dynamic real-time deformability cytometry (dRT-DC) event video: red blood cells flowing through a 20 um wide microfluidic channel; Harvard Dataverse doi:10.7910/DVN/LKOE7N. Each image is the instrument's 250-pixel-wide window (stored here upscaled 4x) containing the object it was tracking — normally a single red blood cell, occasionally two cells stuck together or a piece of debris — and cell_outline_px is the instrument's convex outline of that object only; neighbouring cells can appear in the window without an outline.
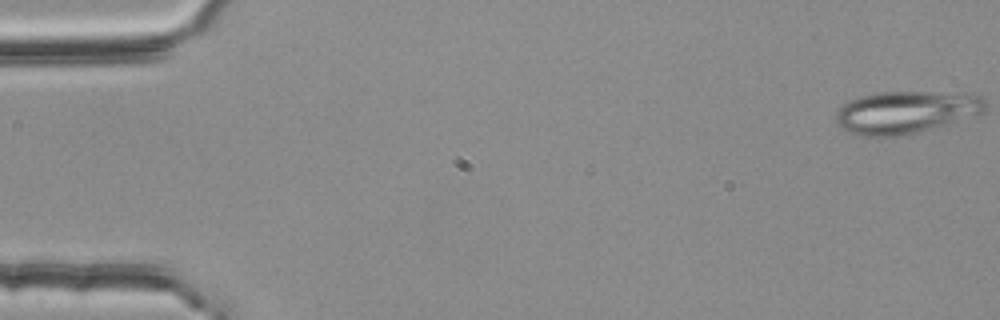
{"species": "common noctule bat (a hibernating species)", "species_latin": "Nyctalus noctula", "temperature_condition": "room temperature", "stored_images_in_passage": 54, "camera_frame_rate_fps": 3000, "um_per_image_px": 0.085, "animal": {"sex": "female", "body_mass_g": 25.1}, "frame": {"image": 1, "passage_image": 1, "time_ms": 0.0, "image_size_px": [1000, 320], "cell_outline_px": [[984, 112], [944, 124], [916, 132], [892, 136], [860, 136], [848, 132], [840, 128], [836, 120], [836, 112], [844, 104], [860, 96], [876, 92], [972, 92], [980, 96], [984, 100]], "centroid_in_image_um": [76.98, 9.51], "position_along_channel_um": 8.0, "area_um2": 36.65}}
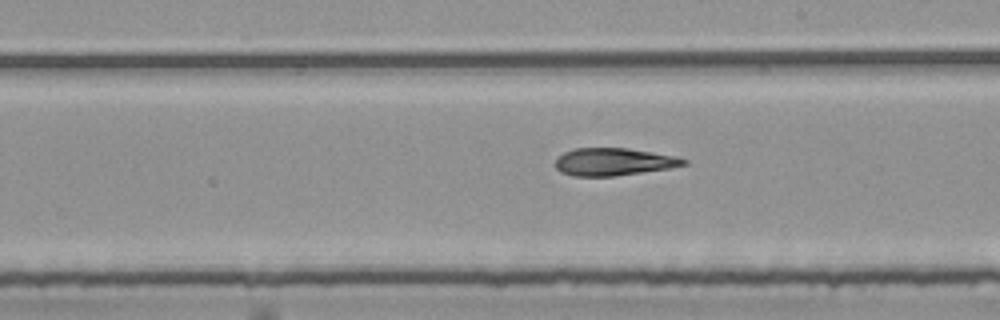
{"frame": {"image": 2, "passage_image": 31, "time_ms": 10.0, "image_size_px": [1000, 320], "cell_outline_px": [[688, 164], [672, 168], [612, 176], [572, 176], [560, 172], [556, 168], [556, 156], [572, 148], [628, 148], [676, 156], [688, 160]], "centroid_in_image_um": [52.15, 13.75], "position_along_channel_um": 236.8, "area_um2": 20.75}}
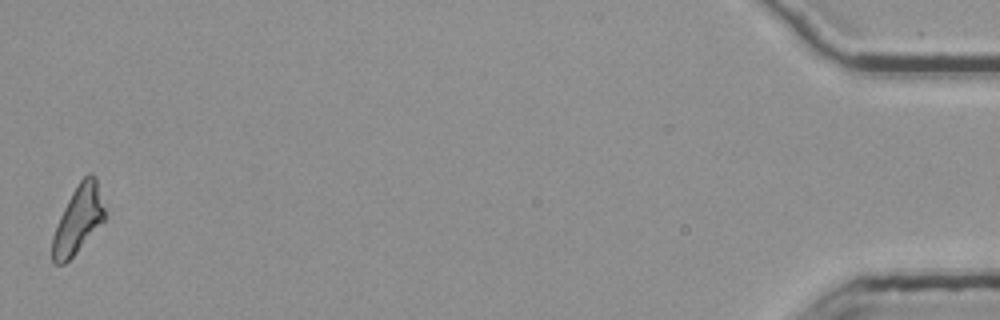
{"frame": {"image": 3, "passage_image": 54, "time_ms": 17.667, "image_size_px": [1000, 320], "cell_outline_px": [[108, 216], [76, 252], [64, 264], [56, 264], [52, 260], [52, 236], [60, 216], [72, 192], [80, 180], [88, 172], [92, 172], [96, 176]], "centroid_in_image_um": [6.68, 18.62], "position_along_channel_um": 428.5, "area_um2": 20.63}}